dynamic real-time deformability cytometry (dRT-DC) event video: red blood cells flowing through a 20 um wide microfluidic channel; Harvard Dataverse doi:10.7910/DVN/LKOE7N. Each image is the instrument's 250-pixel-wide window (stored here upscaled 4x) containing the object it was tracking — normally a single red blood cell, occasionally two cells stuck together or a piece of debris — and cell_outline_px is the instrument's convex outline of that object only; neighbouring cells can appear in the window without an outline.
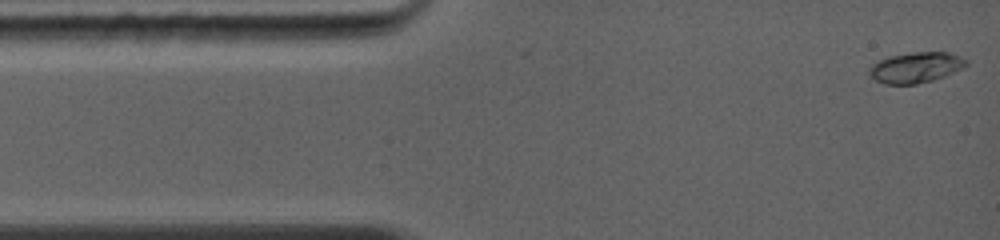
{"species": "common noctule bat (a hibernating species)", "species_latin": "Nyctalus noctula", "temperature_condition": "warm", "stored_images_in_passage": 31, "camera_frame_rate_fps": 5000, "um_per_image_px": 0.085, "animal": {"sex": "female", "body_mass_g": 19.0, "forearm_length_mm": 56.7}, "frame": {"image": 1, "passage_image": 1, "time_ms": 0.0, "image_size_px": [1000, 240], "cell_outline_px": [[968, 64], [964, 68], [944, 76], [932, 80], [916, 84], [884, 84], [876, 80], [868, 72], [868, 68], [872, 64], [888, 56], [912, 52], [948, 52], [960, 56], [968, 60]], "centroid_in_image_um": [77.86, 5.72], "position_along_channel_um": 7.1, "area_um2": 17.34}}
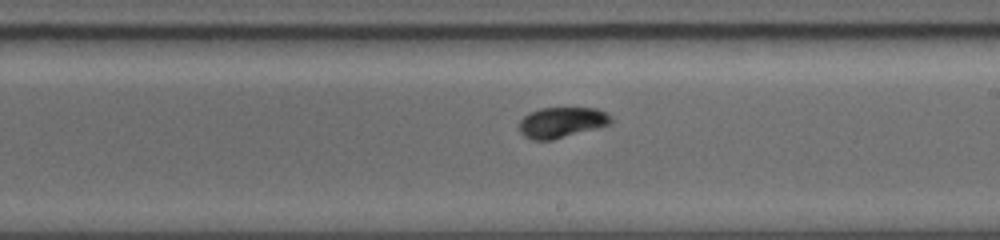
{"frame": {"image": 2, "passage_image": 13, "time_ms": 7.0, "image_size_px": [1000, 240], "cell_outline_px": [[616, 120], [612, 124], [548, 140], [532, 140], [524, 136], [520, 132], [520, 120], [528, 112], [540, 108], [596, 108], [612, 116]], "centroid_in_image_um": [47.76, 10.38], "position_along_channel_um": 241.2, "area_um2": 16.3}}
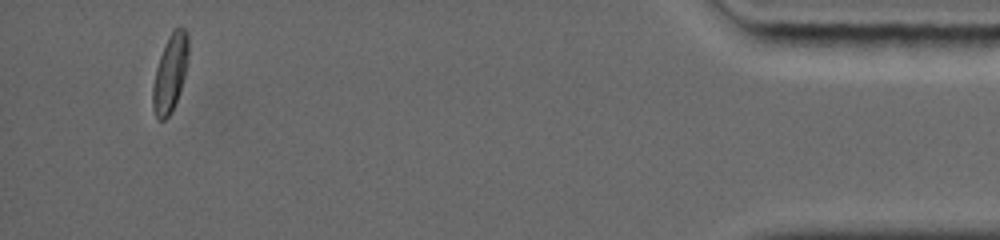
{"frame": {"image": 3, "passage_image": 29, "time_ms": 13.2, "image_size_px": [1000, 240], "cell_outline_px": [[188, 60], [180, 92], [172, 112], [164, 120], [160, 120], [156, 116], [152, 108], [152, 84], [156, 68], [160, 56], [168, 36], [172, 28], [180, 24], [188, 32]], "centroid_in_image_um": [14.46, 6.17], "position_along_channel_um": 420.7, "area_um2": 16.42}}